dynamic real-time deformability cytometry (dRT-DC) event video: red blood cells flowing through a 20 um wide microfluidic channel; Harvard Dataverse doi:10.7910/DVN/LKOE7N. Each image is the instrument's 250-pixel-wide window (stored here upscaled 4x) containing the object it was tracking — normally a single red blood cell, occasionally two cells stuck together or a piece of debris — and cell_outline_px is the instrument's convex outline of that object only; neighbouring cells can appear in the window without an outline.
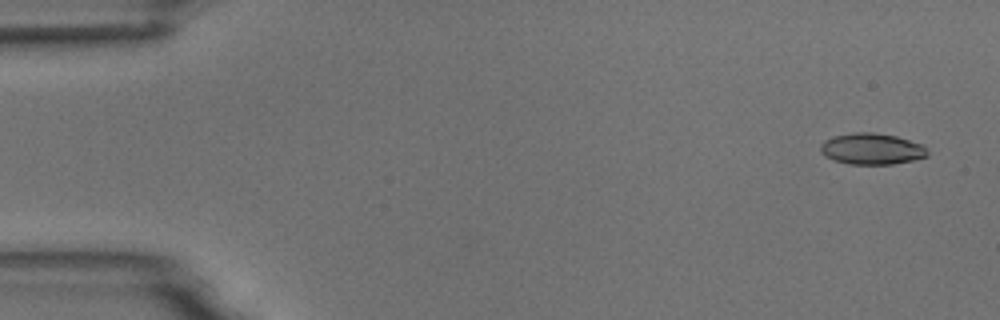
{"species": "common noctule bat (a hibernating species)", "species_latin": "Nyctalus noctula", "temperature_condition": "room temperature", "stored_images_in_passage": 4, "camera_frame_rate_fps": 3000, "um_per_image_px": 0.085, "animal": {"sex": "male", "body_mass_g": 18.8}, "frame": {"image": 1, "passage_image": 1, "time_ms": 0.0, "image_size_px": [1000, 320], "cell_outline_px": [[928, 156], [912, 160], [892, 164], [848, 164], [832, 160], [824, 156], [820, 152], [820, 144], [824, 140], [832, 136], [852, 132], [872, 132], [896, 136], [924, 144], [928, 152]], "centroid_in_image_um": [74.07, 12.65], "position_along_channel_um": 10.9, "area_um2": 19.77}}